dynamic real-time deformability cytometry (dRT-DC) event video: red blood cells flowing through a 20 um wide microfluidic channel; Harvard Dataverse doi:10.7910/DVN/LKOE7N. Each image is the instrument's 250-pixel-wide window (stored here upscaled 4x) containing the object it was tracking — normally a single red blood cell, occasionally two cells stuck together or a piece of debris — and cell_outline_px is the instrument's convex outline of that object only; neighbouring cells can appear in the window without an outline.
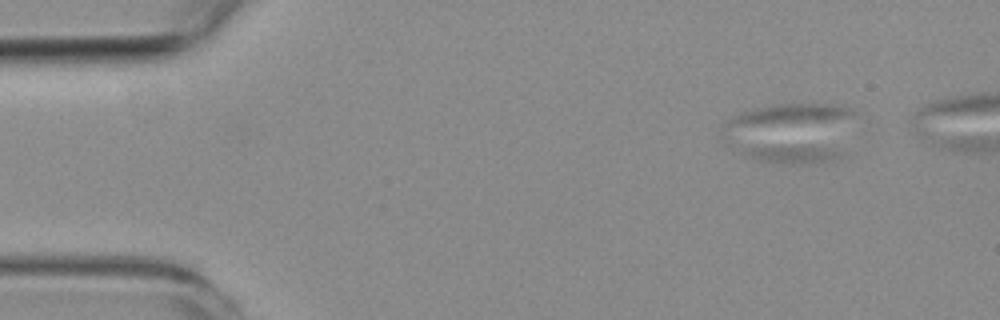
{"species": "common noctule bat (a hibernating species)", "species_latin": "Nyctalus noctula", "temperature_condition": "room temperature", "stored_images_in_passage": 5, "camera_frame_rate_fps": 3000, "um_per_image_px": 0.085, "animal": {"sex": "female", "body_mass_g": 19.3, "forearm_length_mm": 54.1}, "frame": {"image": 1, "passage_image": 1, "time_ms": 0.0, "image_size_px": [1000, 320], "cell_outline_px": [[848, 156], [832, 160], [808, 164], [780, 164], [756, 160], [748, 156], [744, 152], [748, 148], [812, 144], [832, 148], [848, 152]], "centroid_in_image_um": [67.61, 13.1], "position_along_channel_um": 17.4, "area_um2": 10.92}}